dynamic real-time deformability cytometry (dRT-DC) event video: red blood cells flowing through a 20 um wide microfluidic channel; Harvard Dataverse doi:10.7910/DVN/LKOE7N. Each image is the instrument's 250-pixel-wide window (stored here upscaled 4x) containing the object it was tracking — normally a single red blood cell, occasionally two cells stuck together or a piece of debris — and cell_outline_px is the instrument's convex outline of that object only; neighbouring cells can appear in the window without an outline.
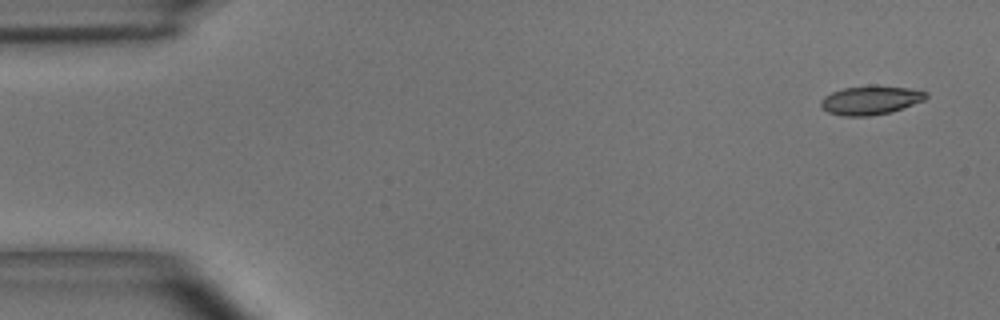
{"species": "common noctule bat (a hibernating species)", "species_latin": "Nyctalus noctula", "temperature_condition": "room temperature", "stored_images_in_passage": 53, "camera_frame_rate_fps": 3000, "um_per_image_px": 0.085, "animal": {"sex": "male", "body_mass_g": 15.6}, "frame": {"image": 1, "passage_image": 1, "time_ms": 0.0, "image_size_px": [1000, 320], "cell_outline_px": [[928, 96], [924, 100], [892, 112], [868, 116], [844, 116], [828, 112], [820, 104], [820, 100], [824, 96], [832, 92], [844, 88], [872, 84], [908, 88], [928, 92]], "centroid_in_image_um": [74.01, 8.5], "position_along_channel_um": 11.0, "area_um2": 17.8}}
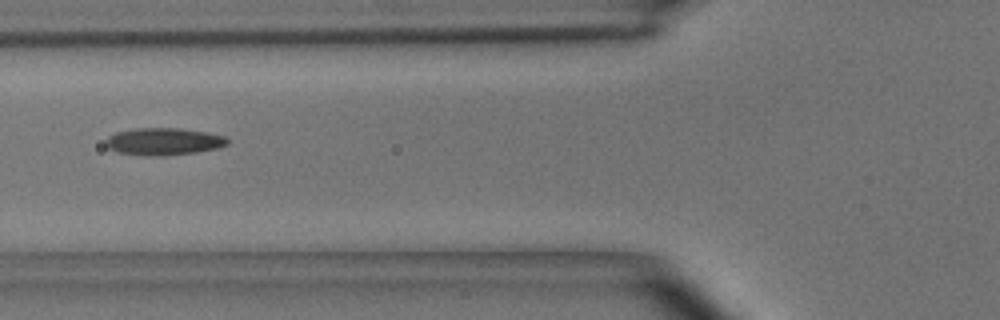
{"frame": {"image": 2, "passage_image": 19, "time_ms": 6.0, "image_size_px": [1000, 320], "cell_outline_px": [[228, 144], [216, 148], [196, 152], [164, 156], [144, 156], [116, 152], [108, 148], [104, 144], [108, 136], [116, 132], [136, 128], [180, 128], [208, 132], [224, 136], [228, 140]], "centroid_in_image_um": [13.87, 12.03], "position_along_channel_um": 111.9, "area_um2": 19.48}}
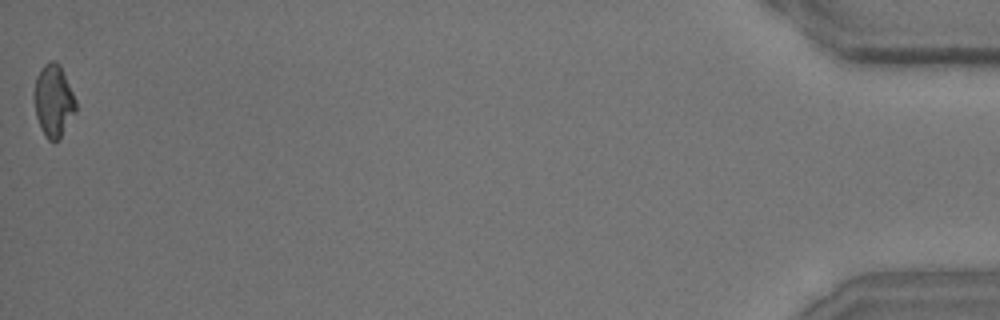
{"frame": {"image": 3, "passage_image": 53, "time_ms": 17.333, "image_size_px": [1000, 320], "cell_outline_px": [[76, 112], [60, 140], [48, 140], [36, 116], [32, 96], [32, 92], [36, 76], [44, 64], [52, 60], [56, 60], [60, 64], [76, 100]], "centroid_in_image_um": [4.54, 8.54], "position_along_channel_um": 430.7, "area_um2": 17.8}, "authors_computed_cell_mechanics": {"area_um2": 18.1492, "velocity_mm_per_s": 3.6466, "shape_relaxation_time_tau1_ms": 5.0583, "shape_relaxation_time_tau2_ms": 2.4681, "deformation_change_tau1": 0.1516, "deformation_change_tau2": 0.0899}}